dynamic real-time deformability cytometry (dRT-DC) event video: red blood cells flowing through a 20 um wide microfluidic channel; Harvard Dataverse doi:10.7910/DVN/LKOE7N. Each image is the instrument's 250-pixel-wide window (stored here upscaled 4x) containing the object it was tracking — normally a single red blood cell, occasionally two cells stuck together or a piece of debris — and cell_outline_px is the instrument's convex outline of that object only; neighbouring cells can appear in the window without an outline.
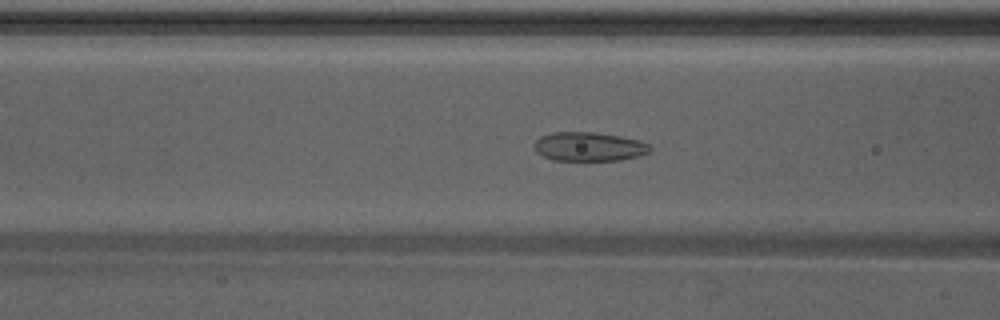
{"species": "Egyptian fruit bat (a non-hibernating species)", "species_latin": "Rousettus aegyptiacus", "temperature_condition": "warm", "stored_images_in_passage": 44, "camera_frame_rate_fps": 3000, "um_per_image_px": 0.085, "animal": {"sex": "male"}, "frame": {"image": 1, "passage_image": 15, "time_ms": 4.667, "image_size_px": [1000, 320], "cell_outline_px": [[652, 148], [648, 152], [636, 156], [620, 160], [552, 160], [536, 152], [532, 144], [540, 136], [552, 132], [592, 132], [620, 136], [636, 140], [648, 144]], "centroid_in_image_um": [49.99, 12.46], "position_along_channel_um": 116.6, "area_um2": 19.42}}
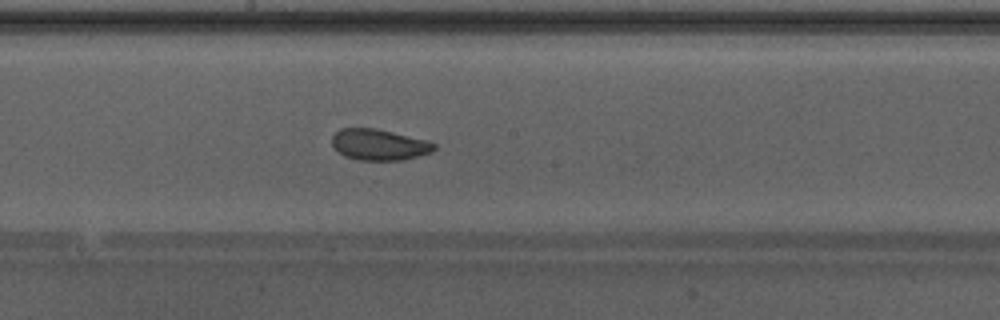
{"frame": {"image": 2, "passage_image": 22, "time_ms": 7.0, "image_size_px": [1000, 320], "cell_outline_px": [[436, 148], [432, 152], [404, 160], [360, 160], [344, 156], [332, 144], [332, 136], [340, 128], [372, 128], [392, 132], [424, 140], [436, 144]], "centroid_in_image_um": [32.22, 12.3], "position_along_channel_um": 216.0, "area_um2": 18.26}}
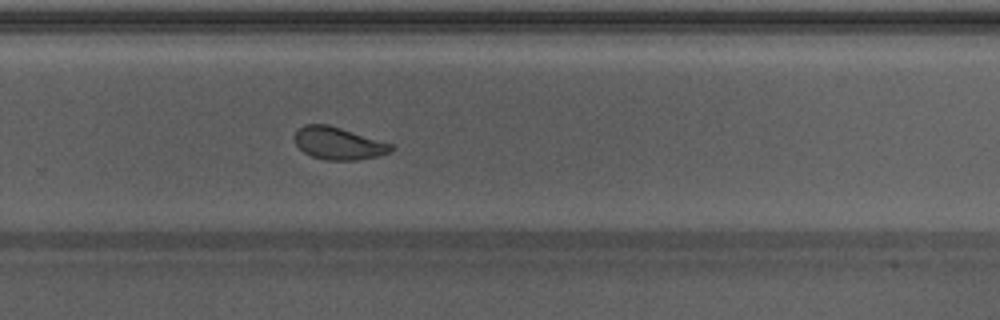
{"frame": {"image": 3, "passage_image": 28, "time_ms": 9.0, "image_size_px": [1000, 320], "cell_outline_px": [[396, 148], [388, 152], [376, 156], [356, 160], [324, 160], [312, 156], [304, 152], [296, 144], [292, 136], [304, 124], [328, 124], [392, 144]], "centroid_in_image_um": [28.73, 12.18], "position_along_channel_um": 301.1, "area_um2": 18.09}, "authors_computed_cell_mechanics": {"area_um2": 19.7098, "velocity_mm_per_s": 4.2629, "shape_relaxation_time_tau1_ms": 7.6413, "shape_relaxation_time_tau2_ms": 1.2529, "deformation_change_tau1": 0.1486, "deformation_change_tau2": 0.0591}}